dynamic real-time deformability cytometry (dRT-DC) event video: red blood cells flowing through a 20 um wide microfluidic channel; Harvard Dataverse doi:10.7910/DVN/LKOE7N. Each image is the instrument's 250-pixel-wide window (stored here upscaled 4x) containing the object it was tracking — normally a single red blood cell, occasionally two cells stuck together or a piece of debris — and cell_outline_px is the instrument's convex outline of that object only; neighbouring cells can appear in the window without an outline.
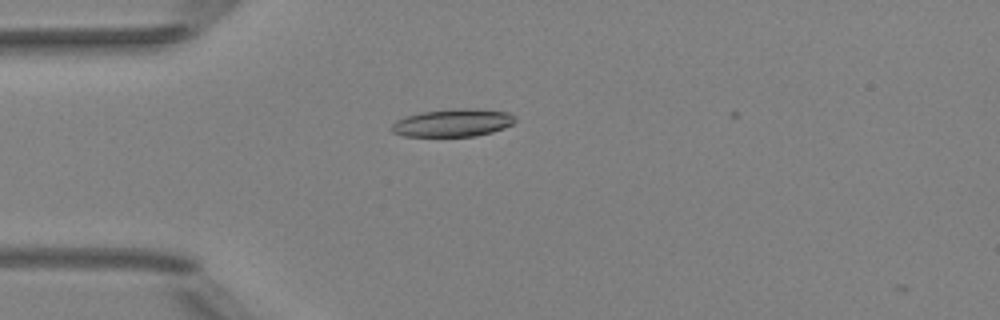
{"species": "Egyptian fruit bat (a non-hibernating species)", "species_latin": "Rousettus aegyptiacus", "temperature_condition": "room temperature", "stored_images_in_passage": 33, "camera_frame_rate_fps": 3000, "um_per_image_px": 0.085, "animal": {"sex": "female"}, "frame": {"image": 1, "passage_image": 1, "time_ms": 0.0, "image_size_px": [1000, 320], "cell_outline_px": [[516, 120], [512, 124], [504, 128], [492, 132], [476, 136], [404, 136], [392, 132], [392, 124], [396, 120], [420, 112], [456, 108], [472, 108], [508, 112], [516, 116]], "centroid_in_image_um": [38.52, 10.43], "position_along_channel_um": 46.5, "area_um2": 20.0}}
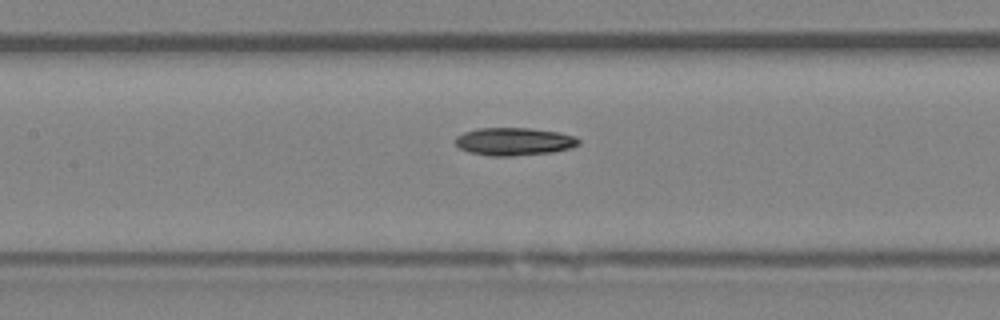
{"frame": {"image": 2, "passage_image": 11, "time_ms": 3.333, "image_size_px": [1000, 320], "cell_outline_px": [[580, 144], [572, 148], [552, 152], [512, 156], [488, 156], [468, 152], [460, 148], [456, 144], [456, 136], [464, 132], [480, 128], [528, 128], [560, 132], [576, 136], [580, 140]], "centroid_in_image_um": [43.73, 12.03], "position_along_channel_um": 163.7, "area_um2": 20.11}}
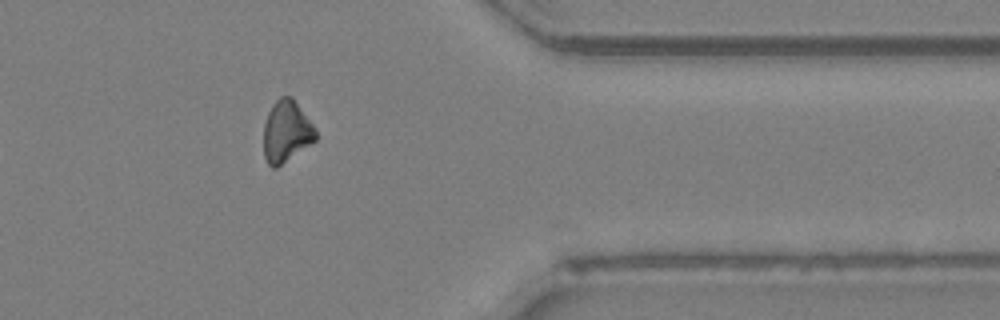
{"frame": {"image": 3, "passage_image": 29, "time_ms": 9.333, "image_size_px": [1000, 320], "cell_outline_px": [[316, 140], [276, 168], [272, 168], [268, 164], [264, 156], [264, 124], [268, 112], [272, 104], [280, 96], [292, 96], [316, 128]], "centroid_in_image_um": [24.34, 11.16], "position_along_channel_um": 387.1, "area_um2": 18.73}, "authors_computed_cell_mechanics": {"area_um2": 19.8832, "velocity_mm_per_s": 3.9824, "shape_relaxation_time_tau1_ms": 8.9333, "shape_relaxation_time_tau2_ms": null, "deformation_change_tau1": 0.1961, "deformation_change_tau2": null}}